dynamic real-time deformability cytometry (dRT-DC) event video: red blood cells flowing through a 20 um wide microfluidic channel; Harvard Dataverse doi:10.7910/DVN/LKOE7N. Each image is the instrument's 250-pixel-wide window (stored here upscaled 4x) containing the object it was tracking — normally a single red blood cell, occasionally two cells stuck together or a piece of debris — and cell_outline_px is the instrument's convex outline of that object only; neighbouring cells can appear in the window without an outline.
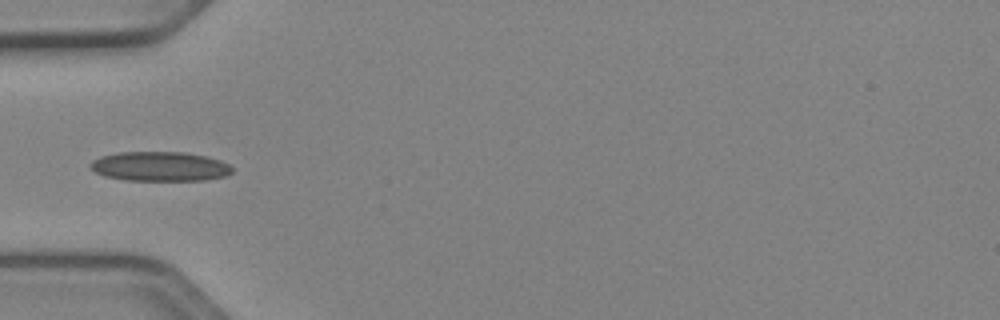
{"species": "Egyptian fruit bat (a non-hibernating species)", "species_latin": "Rousettus aegyptiacus", "temperature_condition": "cold", "stored_images_in_passage": 6, "camera_frame_rate_fps": 3000, "um_per_image_px": 0.085, "animal": {"sex": "female"}, "frame": {"image": 1, "passage_image": 1, "time_ms": 0.0, "image_size_px": [1000, 320], "cell_outline_px": [[232, 172], [224, 176], [204, 180], [124, 180], [104, 176], [88, 168], [88, 164], [92, 160], [100, 156], [116, 152], [184, 152], [204, 156], [220, 160], [228, 164], [232, 168]], "centroid_in_image_um": [13.52, 14.14], "position_along_channel_um": 71.5, "area_um2": 24.45}}
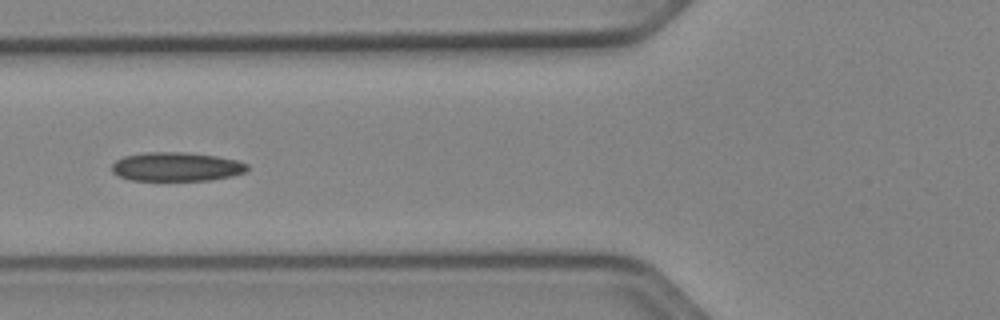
{"frame": {"image": 2, "passage_image": 4, "time_ms": 1.0, "image_size_px": [1000, 320], "cell_outline_px": [[248, 168], [244, 172], [232, 176], [212, 180], [132, 180], [120, 176], [112, 172], [112, 164], [116, 160], [124, 156], [144, 152], [188, 152], [216, 156], [236, 160], [248, 164]], "centroid_in_image_um": [14.99, 14.16], "position_along_channel_um": 110.8, "area_um2": 22.83}}